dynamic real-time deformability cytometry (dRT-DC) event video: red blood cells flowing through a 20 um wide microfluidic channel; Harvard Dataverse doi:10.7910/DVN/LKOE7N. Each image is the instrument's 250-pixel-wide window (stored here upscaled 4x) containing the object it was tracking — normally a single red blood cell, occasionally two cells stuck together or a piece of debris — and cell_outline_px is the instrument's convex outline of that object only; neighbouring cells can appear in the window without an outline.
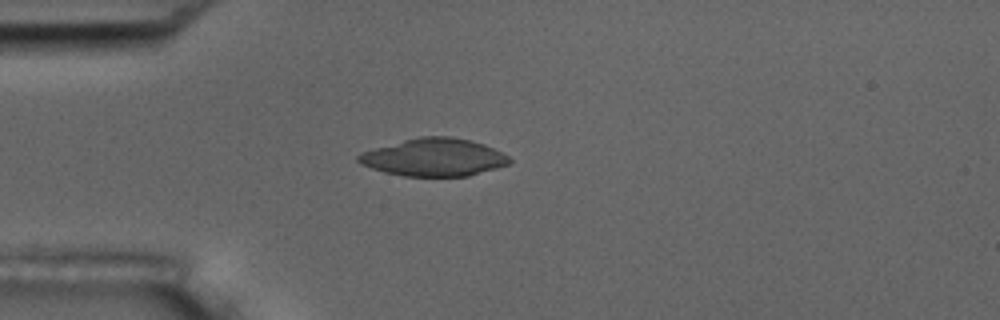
{"species": "common noctule bat (a hibernating species)", "species_latin": "Nyctalus noctula", "temperature_condition": "room temperature", "stored_images_in_passage": 3, "camera_frame_rate_fps": 3000, "um_per_image_px": 0.085, "animal": {"sex": "male", "body_mass_g": 17.5, "forearm_length_mm": 52.3}, "frame": {"image": 1, "passage_image": 2, "time_ms": 2.333, "image_size_px": [1000, 320], "cell_outline_px": [[512, 164], [468, 176], [404, 176], [384, 172], [360, 164], [356, 160], [356, 156], [360, 152], [404, 140], [420, 136], [452, 136], [484, 144], [508, 156], [512, 160]], "centroid_in_image_um": [36.88, 13.38], "position_along_channel_um": 48.1, "area_um2": 33.18}}